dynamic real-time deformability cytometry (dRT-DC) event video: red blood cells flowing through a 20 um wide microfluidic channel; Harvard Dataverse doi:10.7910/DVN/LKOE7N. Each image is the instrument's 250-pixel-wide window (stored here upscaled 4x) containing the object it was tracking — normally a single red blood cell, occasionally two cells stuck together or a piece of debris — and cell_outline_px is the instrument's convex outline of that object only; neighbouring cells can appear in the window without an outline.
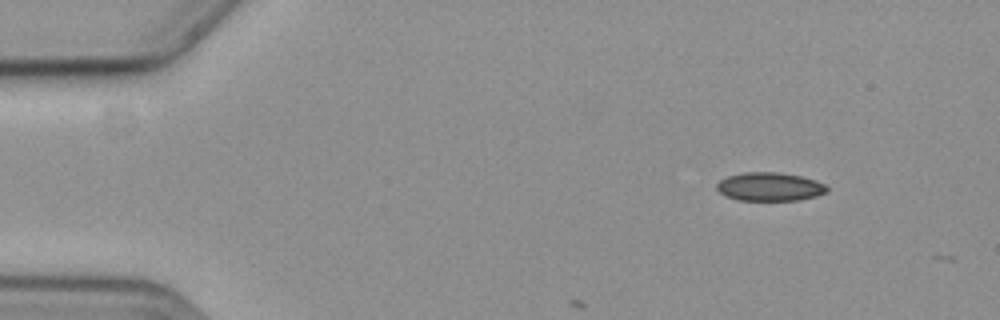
{"species": "common noctule bat (a hibernating species)", "species_latin": "Nyctalus noctula", "temperature_condition": "cold", "stored_images_in_passage": 3, "camera_frame_rate_fps": 3000, "um_per_image_px": 0.085, "animal": {"sex": "female", "body_mass_g": 19.3, "forearm_length_mm": 54.1}, "frame": {"image": 1, "passage_image": 1, "time_ms": 0.0, "image_size_px": [1000, 320], "cell_outline_px": [[828, 192], [816, 196], [796, 200], [740, 200], [728, 196], [720, 192], [716, 188], [716, 184], [720, 180], [728, 176], [744, 172], [780, 172], [800, 176], [816, 180], [824, 184], [828, 188]], "centroid_in_image_um": [65.44, 15.86], "position_along_channel_um": 19.6, "area_um2": 18.21}}